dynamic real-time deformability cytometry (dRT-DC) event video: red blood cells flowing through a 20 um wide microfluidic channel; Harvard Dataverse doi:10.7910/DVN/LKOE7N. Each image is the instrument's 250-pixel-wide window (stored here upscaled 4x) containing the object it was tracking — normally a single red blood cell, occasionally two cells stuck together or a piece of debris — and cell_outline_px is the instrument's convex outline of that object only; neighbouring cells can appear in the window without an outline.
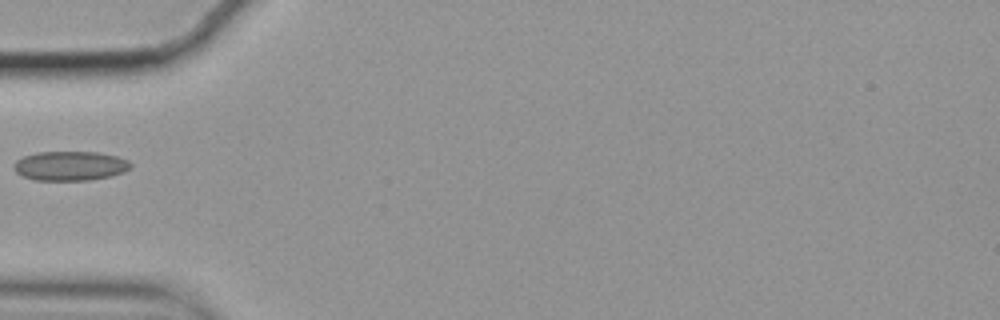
{"species": "common noctule bat (a hibernating species)", "species_latin": "Nyctalus noctula", "temperature_condition": "cold", "stored_images_in_passage": 13, "camera_frame_rate_fps": 3000, "um_per_image_px": 0.085, "animal": {"sex": "female", "body_mass_g": 19.9}, "frame": {"image": 1, "passage_image": 1, "time_ms": 0.0, "image_size_px": [1000, 320], "cell_outline_px": [[132, 168], [124, 172], [112, 176], [88, 180], [36, 180], [24, 176], [16, 172], [12, 168], [16, 160], [24, 156], [36, 152], [96, 152], [116, 156], [128, 160], [132, 164]], "centroid_in_image_um": [5.98, 14.1], "position_along_channel_um": 79.0, "area_um2": 20.06}}
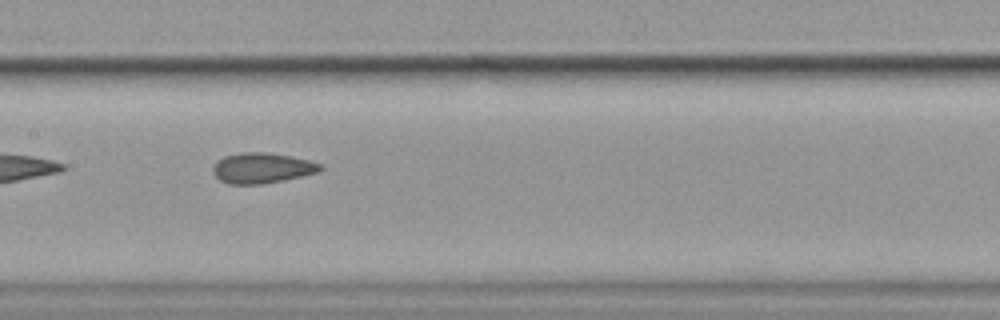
{"frame": {"image": 2, "passage_image": 10, "time_ms": 3.0, "image_size_px": [1000, 320], "cell_outline_px": [[324, 168], [320, 172], [284, 180], [264, 184], [228, 184], [220, 180], [212, 172], [212, 168], [216, 160], [224, 156], [240, 152], [264, 152], [292, 156], [324, 164]], "centroid_in_image_um": [22.29, 14.28], "position_along_channel_um": 185.1, "area_um2": 19.36}}